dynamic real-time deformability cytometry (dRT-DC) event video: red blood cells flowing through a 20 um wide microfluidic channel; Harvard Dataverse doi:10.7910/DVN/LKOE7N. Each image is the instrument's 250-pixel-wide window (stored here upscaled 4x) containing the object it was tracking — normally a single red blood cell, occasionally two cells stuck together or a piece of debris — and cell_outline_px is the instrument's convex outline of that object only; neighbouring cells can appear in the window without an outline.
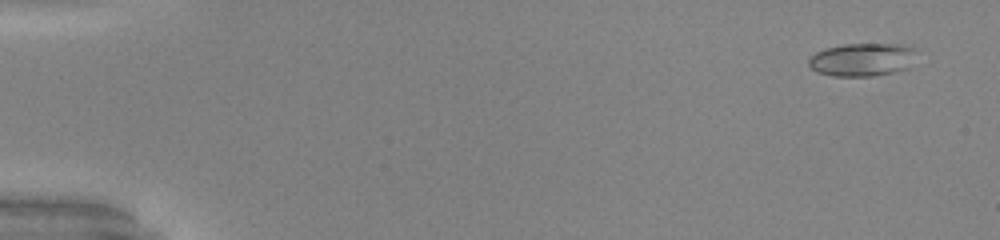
{"species": "common noctule bat (a hibernating species)", "species_latin": "Nyctalus noctula", "temperature_condition": "warm", "stored_images_in_passage": 50, "camera_frame_rate_fps": 3000, "um_per_image_px": 0.085, "animal": {"sex": "male", "body_mass_g": 20.0, "forearm_length_mm": 53.3}, "frame": {"image": 1, "passage_image": 1, "time_ms": 0.0, "image_size_px": [1000, 240], "cell_outline_px": [[912, 48], [908, 68], [892, 72], [872, 76], [832, 76], [816, 72], [808, 64], [808, 60], [816, 52], [824, 48], [844, 44], [912, 44]], "centroid_in_image_um": [73.21, 5.06], "position_along_channel_um": 11.8, "area_um2": 20.52}}
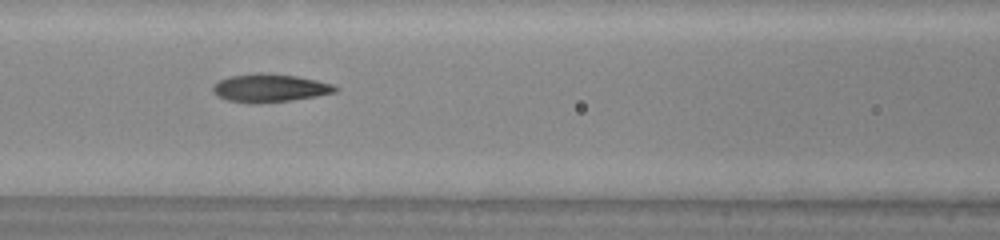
{"frame": {"image": 2, "passage_image": 22, "time_ms": 7.0, "image_size_px": [1000, 240], "cell_outline_px": [[340, 88], [336, 92], [316, 96], [292, 100], [228, 100], [216, 96], [212, 88], [220, 80], [228, 76], [260, 72], [296, 76], [316, 80], [332, 84]], "centroid_in_image_um": [22.98, 7.43], "position_along_channel_um": 143.6, "area_um2": 19.13}}
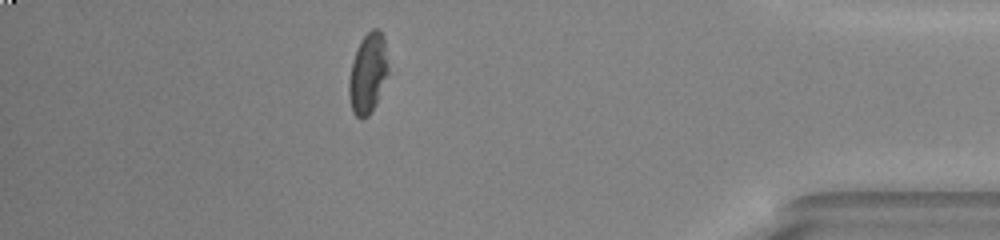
{"frame": {"image": 3, "passage_image": 44, "time_ms": 14.333, "image_size_px": [1000, 240], "cell_outline_px": [[388, 72], [376, 104], [372, 112], [368, 116], [360, 120], [352, 112], [348, 96], [348, 80], [356, 48], [360, 40], [372, 28], [376, 28], [384, 36], [388, 64]], "centroid_in_image_um": [31.25, 6.26], "position_along_channel_um": 403.9, "area_um2": 18.55}, "authors_computed_cell_mechanics": {"area_um2": 19.7098, "velocity_mm_per_s": 4.0595, "shape_relaxation_time_tau1_ms": 6.7307, "shape_relaxation_time_tau2_ms": 2.1498, "deformation_change_tau1": 0.2109, "deformation_change_tau2": 0.0948}}